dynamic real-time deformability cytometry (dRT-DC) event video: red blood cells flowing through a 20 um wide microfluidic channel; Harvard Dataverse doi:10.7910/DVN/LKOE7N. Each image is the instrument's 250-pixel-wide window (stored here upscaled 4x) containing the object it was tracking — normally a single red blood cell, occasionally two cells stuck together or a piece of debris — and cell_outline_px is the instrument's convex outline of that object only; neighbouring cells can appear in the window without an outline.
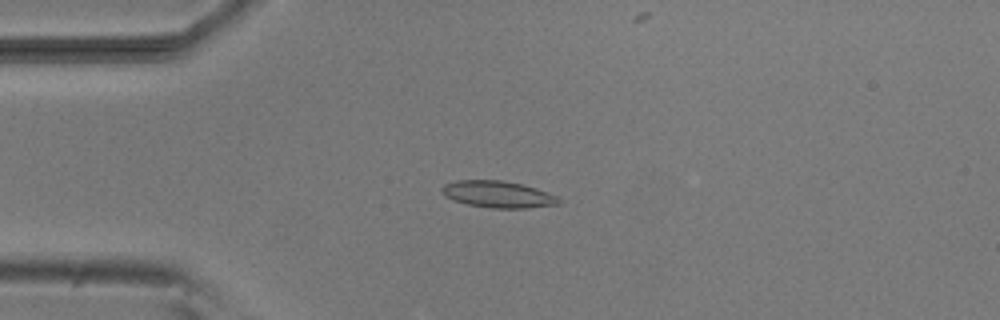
{"species": "common noctule bat (a hibernating species)", "species_latin": "Nyctalus noctula", "temperature_condition": "room temperature", "stored_images_in_passage": 53, "camera_frame_rate_fps": 3000, "um_per_image_px": 0.085, "animal": {"sex": "male", "body_mass_g": 20.5, "forearm_length_mm": 52.5}, "frame": {"image": 1, "passage_image": 13, "time_ms": 4.0, "image_size_px": [1000, 320], "cell_outline_px": [[560, 204], [528, 208], [492, 208], [468, 204], [452, 200], [444, 196], [440, 192], [440, 188], [444, 184], [456, 180], [500, 180], [524, 184], [536, 188], [556, 196], [560, 200]], "centroid_in_image_um": [42.28, 16.51], "position_along_channel_um": 42.7, "area_um2": 18.32}}
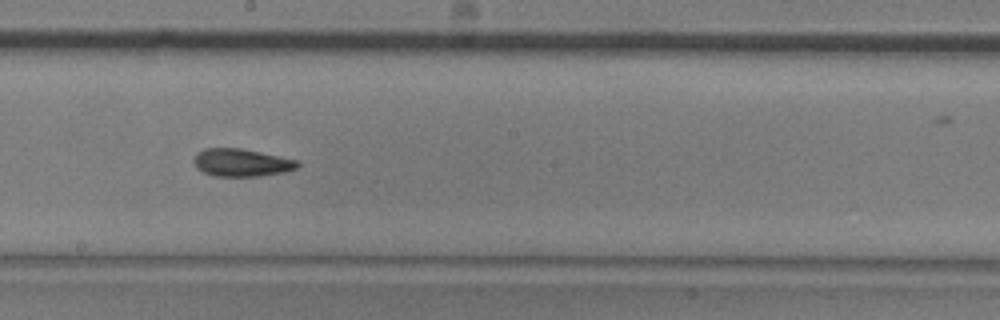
{"frame": {"image": 2, "passage_image": 29, "time_ms": 9.333, "image_size_px": [1000, 320], "cell_outline_px": [[300, 164], [296, 168], [284, 172], [260, 176], [212, 176], [196, 168], [192, 160], [196, 152], [204, 148], [240, 148], [300, 160]], "centroid_in_image_um": [20.5, 13.82], "position_along_channel_um": 227.7, "area_um2": 16.94}}
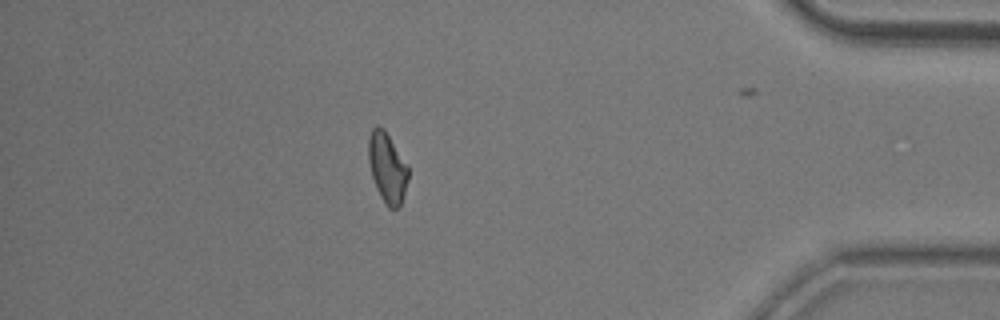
{"frame": {"image": 3, "passage_image": 46, "time_ms": 15.0, "image_size_px": [1000, 320], "cell_outline_px": [[408, 180], [400, 204], [396, 208], [388, 208], [380, 196], [376, 188], [372, 176], [368, 160], [368, 140], [372, 128], [376, 124], [384, 128], [408, 164]], "centroid_in_image_um": [32.91, 14.21], "position_along_channel_um": 402.3, "area_um2": 16.3}, "authors_computed_cell_mechanics": {"area_um2": 16.8198, "velocity_mm_per_s": 3.8297, "shape_relaxation_time_tau1_ms": 7.1617, "shape_relaxation_time_tau2_ms": 3.0537, "deformation_change_tau1": 0.1569, "deformation_change_tau2": 0.1046}}